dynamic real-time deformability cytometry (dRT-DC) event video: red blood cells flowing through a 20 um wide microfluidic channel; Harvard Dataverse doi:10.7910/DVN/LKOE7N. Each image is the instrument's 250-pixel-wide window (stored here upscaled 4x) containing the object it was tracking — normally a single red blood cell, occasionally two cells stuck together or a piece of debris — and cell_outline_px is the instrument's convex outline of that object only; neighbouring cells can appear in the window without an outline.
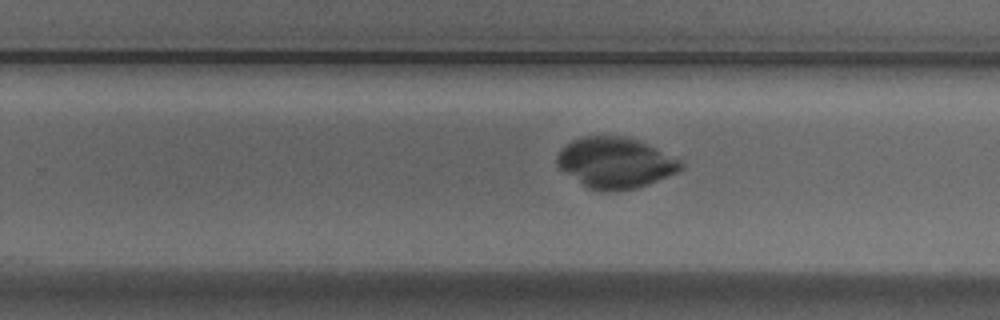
{"species": "Egyptian fruit bat (a non-hibernating species)", "species_latin": "Rousettus aegyptiacus", "temperature_condition": "cold", "stored_images_in_passage": 30, "camera_frame_rate_fps": 3000, "um_per_image_px": 0.085, "animal": {"sex": "male"}, "frame": {"image": 1, "passage_image": 23, "time_ms": 7.333, "image_size_px": [1000, 320], "cell_outline_px": [[684, 168], [680, 172], [648, 184], [636, 188], [616, 192], [600, 192], [588, 188], [560, 168], [556, 164], [556, 156], [560, 148], [572, 140], [584, 136], [620, 136], [636, 140], [680, 160], [684, 164]], "centroid_in_image_um": [52.28, 13.86], "position_along_channel_um": 277.5, "area_um2": 36.59}}